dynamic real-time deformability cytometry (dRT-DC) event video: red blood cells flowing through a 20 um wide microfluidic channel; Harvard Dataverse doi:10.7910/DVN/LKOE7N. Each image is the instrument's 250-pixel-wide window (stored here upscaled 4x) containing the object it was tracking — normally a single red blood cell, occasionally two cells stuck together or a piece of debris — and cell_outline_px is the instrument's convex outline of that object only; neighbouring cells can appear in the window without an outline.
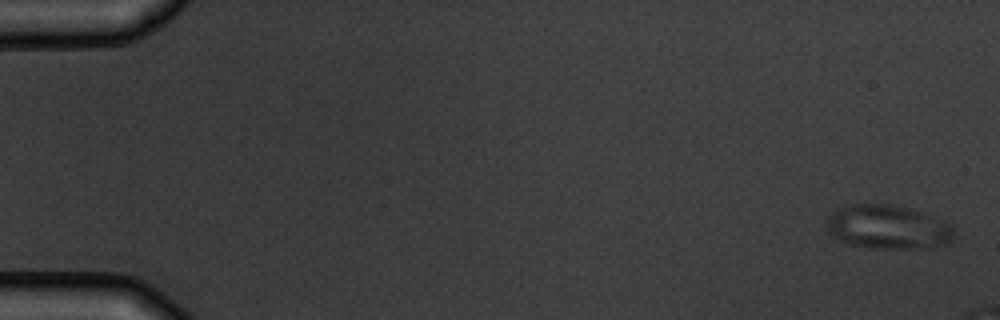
{"species": "common noctule bat (a hibernating species)", "species_latin": "Nyctalus noctula", "temperature_condition": "warm", "stored_images_in_passage": 4, "camera_frame_rate_fps": 3000, "um_per_image_px": 0.085, "animal": {"sex": "male", "body_mass_g": 19.5, "forearm_length_mm": 54.6}, "frame": {"image": 1, "passage_image": 1, "time_ms": 0.0, "image_size_px": [1000, 320], "cell_outline_px": [[952, 240], [948, 244], [928, 248], [868, 248], [848, 244], [832, 236], [828, 232], [828, 216], [832, 212], [840, 208], [852, 204], [892, 204], [908, 208], [920, 212], [948, 224], [952, 228]], "centroid_in_image_um": [75.43, 19.32], "position_along_channel_um": 9.6, "area_um2": 32.31}}